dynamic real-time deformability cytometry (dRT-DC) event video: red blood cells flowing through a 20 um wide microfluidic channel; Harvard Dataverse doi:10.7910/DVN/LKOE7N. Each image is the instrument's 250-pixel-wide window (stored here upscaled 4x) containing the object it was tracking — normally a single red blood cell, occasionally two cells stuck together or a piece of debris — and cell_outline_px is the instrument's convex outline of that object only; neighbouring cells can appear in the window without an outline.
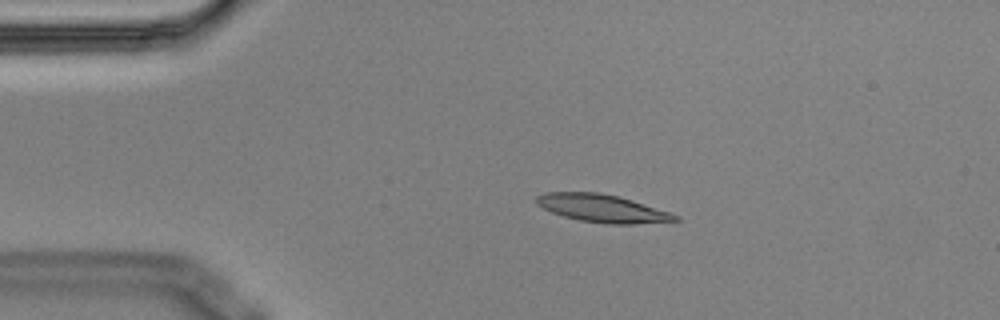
{"species": "Egyptian fruit bat (a non-hibernating species)", "species_latin": "Rousettus aegyptiacus", "temperature_condition": "cold", "stored_images_in_passage": 9, "camera_frame_rate_fps": 3000, "um_per_image_px": 0.085, "animal": {"sex": "male"}, "frame": {"image": 1, "passage_image": 2, "time_ms": 0.333, "image_size_px": [1000, 320], "cell_outline_px": [[680, 220], [636, 224], [608, 224], [580, 220], [564, 216], [552, 212], [536, 204], [536, 196], [548, 192], [600, 192], [632, 200], [672, 212], [680, 216]], "centroid_in_image_um": [51.24, 17.71], "position_along_channel_um": 33.8, "area_um2": 22.43}}
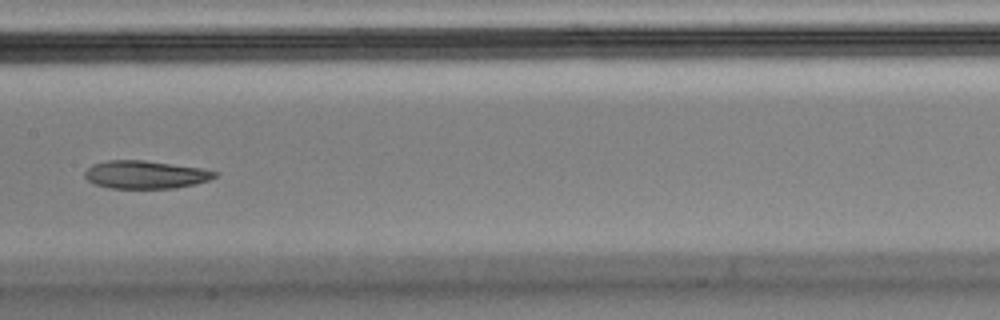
{"frame": {"image": 2, "passage_image": 7, "time_ms": 2.0, "image_size_px": [1000, 320], "cell_outline_px": [[220, 172], [216, 176], [208, 180], [176, 188], [108, 188], [96, 184], [88, 180], [84, 176], [84, 172], [92, 164], [108, 160], [144, 160], [200, 168]], "centroid_in_image_um": [12.34, 14.84], "position_along_channel_um": 195.1, "area_um2": 21.04}}
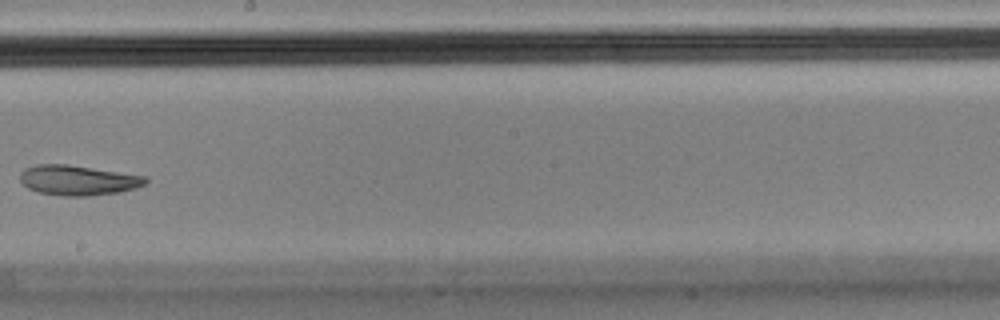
{"frame": {"image": 3, "passage_image": 8, "time_ms": 2.333, "image_size_px": [1000, 320], "cell_outline_px": [[148, 180], [144, 184], [136, 188], [120, 192], [88, 196], [60, 196], [40, 192], [28, 188], [20, 180], [20, 172], [24, 168], [36, 164], [68, 164], [144, 176]], "centroid_in_image_um": [6.6, 15.32], "position_along_channel_um": 241.6, "area_um2": 21.91}}